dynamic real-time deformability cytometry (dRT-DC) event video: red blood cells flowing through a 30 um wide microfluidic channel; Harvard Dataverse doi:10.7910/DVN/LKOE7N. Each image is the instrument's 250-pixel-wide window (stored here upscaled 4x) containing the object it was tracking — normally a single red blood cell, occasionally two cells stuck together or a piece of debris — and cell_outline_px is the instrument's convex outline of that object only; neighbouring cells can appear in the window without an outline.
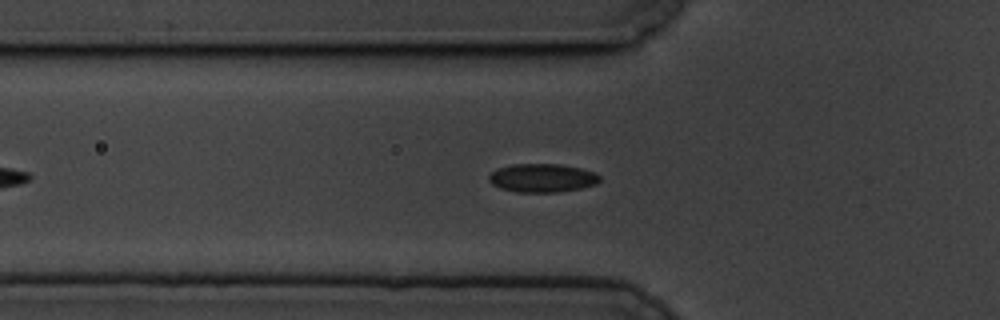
{"species": "common noctule bat (a hibernating species)", "species_latin": "Nyctalus noctula", "temperature_condition": "cold", "stored_images_in_passage": 52, "camera_frame_rate_fps": 3000, "um_per_image_px": 0.085, "animal": {"sex": "male", "body_mass_g": 19.5, "forearm_length_mm": 54.6}, "frame": {"image": 1, "passage_image": 12, "time_ms": 3.667, "image_size_px": [1000, 320], "cell_outline_px": [[600, 180], [596, 184], [580, 188], [560, 192], [516, 192], [500, 188], [492, 184], [488, 180], [488, 176], [492, 172], [500, 168], [512, 164], [560, 164], [580, 168], [592, 172], [600, 176]], "centroid_in_image_um": [46.08, 15.13], "position_along_channel_um": 79.7, "area_um2": 18.32}}
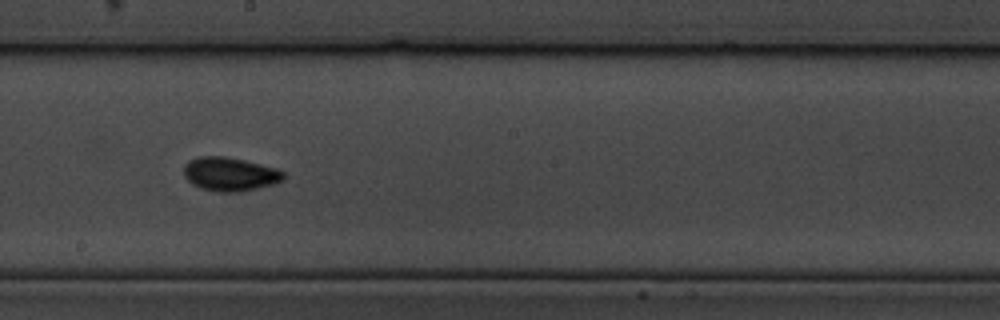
{"frame": {"image": 2, "passage_image": 25, "time_ms": 8.0, "image_size_px": [1000, 320], "cell_outline_px": [[284, 180], [272, 184], [240, 192], [216, 192], [200, 188], [192, 184], [184, 176], [184, 164], [188, 160], [200, 156], [224, 156], [244, 160], [276, 168], [284, 172]], "centroid_in_image_um": [19.51, 14.8], "position_along_channel_um": 228.7, "area_um2": 19.65}}
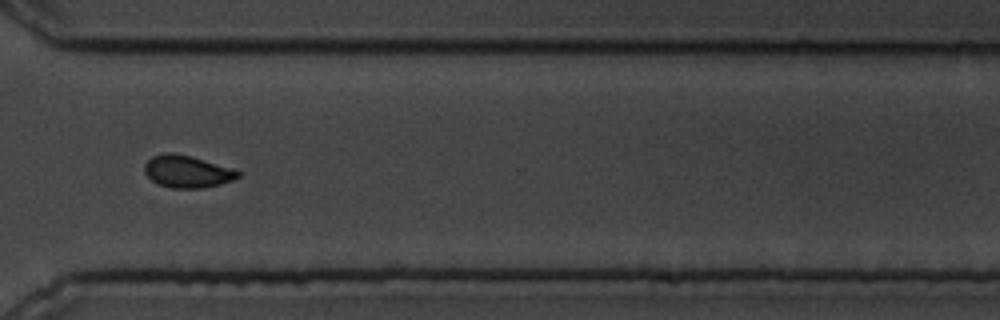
{"frame": {"image": 3, "passage_image": 36, "time_ms": 11.667, "image_size_px": [1000, 320], "cell_outline_px": [[240, 176], [236, 180], [204, 188], [172, 188], [156, 184], [144, 172], [144, 164], [152, 156], [168, 152], [172, 152], [192, 156], [232, 168], [240, 172]], "centroid_in_image_um": [15.92, 14.58], "position_along_channel_um": 354.7, "area_um2": 17.74}, "authors_computed_cell_mechanics": {"area_um2": 18.1203, "velocity_mm_per_s": 3.4338, "shape_relaxation_time_tau1_ms": 3.259, "shape_relaxation_time_tau2_ms": 1.6365, "deformation_change_tau1": 0.0778, "deformation_change_tau2": 0.0455}}